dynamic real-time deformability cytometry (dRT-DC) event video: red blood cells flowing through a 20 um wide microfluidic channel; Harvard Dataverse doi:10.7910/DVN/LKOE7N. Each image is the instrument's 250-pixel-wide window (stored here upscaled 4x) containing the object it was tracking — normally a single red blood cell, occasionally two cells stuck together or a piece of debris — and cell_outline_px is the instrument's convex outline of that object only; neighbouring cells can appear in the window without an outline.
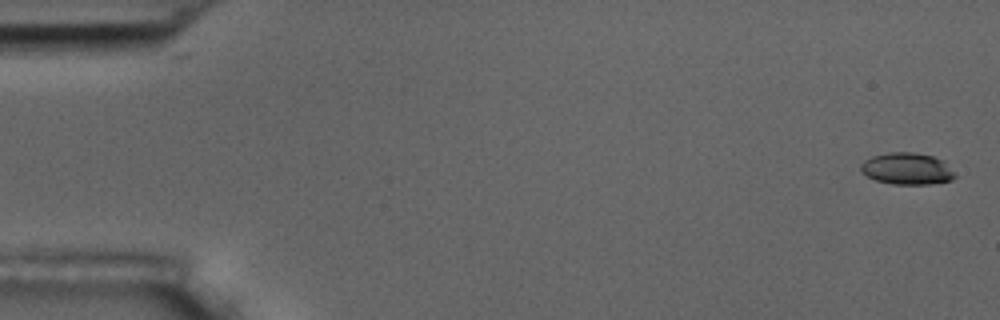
{"species": "common noctule bat (a hibernating species)", "species_latin": "Nyctalus noctula", "temperature_condition": "room temperature", "stored_images_in_passage": 6, "camera_frame_rate_fps": 3000, "um_per_image_px": 0.085, "animal": {"sex": "male", "body_mass_g": 17.5, "forearm_length_mm": 52.3}, "frame": {"image": 1, "passage_image": 1, "time_ms": 0.0, "image_size_px": [1000, 320], "cell_outline_px": [[956, 176], [952, 180], [928, 184], [892, 184], [876, 180], [860, 172], [860, 164], [864, 160], [872, 156], [888, 152], [912, 152], [932, 156], [944, 160]], "centroid_in_image_um": [77.07, 14.33], "position_along_channel_um": 7.9, "area_um2": 17.46}}